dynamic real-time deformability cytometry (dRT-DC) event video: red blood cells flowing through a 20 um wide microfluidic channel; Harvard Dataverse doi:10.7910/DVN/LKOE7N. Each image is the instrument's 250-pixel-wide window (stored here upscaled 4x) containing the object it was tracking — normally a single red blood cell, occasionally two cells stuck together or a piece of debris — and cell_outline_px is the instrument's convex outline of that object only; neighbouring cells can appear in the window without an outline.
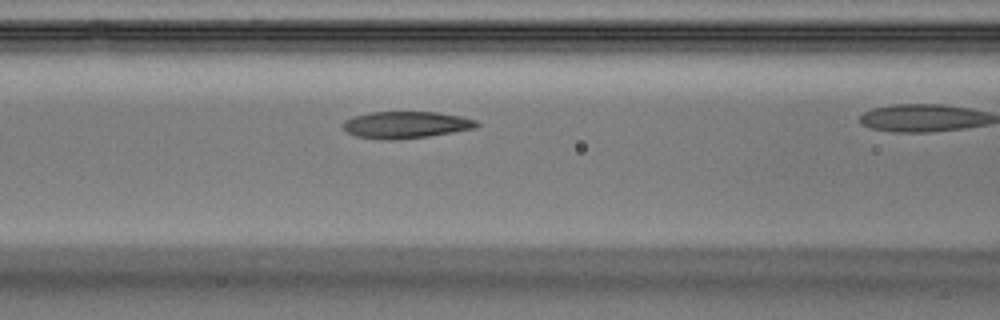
{"species": "Egyptian fruit bat (a non-hibernating species)", "species_latin": "Rousettus aegyptiacus", "temperature_condition": "warm", "stored_images_in_passage": 22, "camera_frame_rate_fps": 3000, "um_per_image_px": 0.085, "animal": {"sex": "male"}, "frame": {"image": 1, "passage_image": 7, "time_ms": 2.0, "image_size_px": [1000, 320], "cell_outline_px": [[480, 124], [476, 128], [428, 136], [396, 140], [380, 140], [356, 136], [348, 132], [344, 128], [344, 120], [352, 116], [372, 112], [436, 112], [460, 116], [476, 120]], "centroid_in_image_um": [34.49, 10.61], "position_along_channel_um": 132.1, "area_um2": 20.92}}